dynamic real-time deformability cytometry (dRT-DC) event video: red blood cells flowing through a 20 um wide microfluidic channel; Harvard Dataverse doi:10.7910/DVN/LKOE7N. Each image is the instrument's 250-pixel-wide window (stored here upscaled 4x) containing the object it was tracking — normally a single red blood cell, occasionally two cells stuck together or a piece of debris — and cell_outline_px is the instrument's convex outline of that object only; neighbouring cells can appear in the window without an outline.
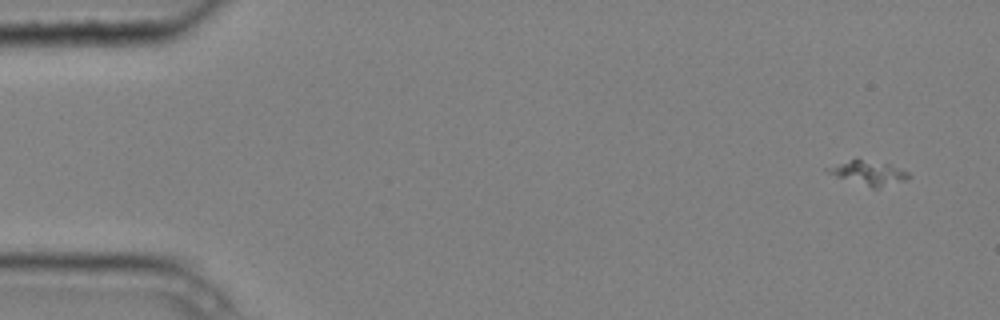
{"species": "common noctule bat (a hibernating species)", "species_latin": "Nyctalus noctula", "temperature_condition": "cold", "stored_images_in_passage": 4, "camera_frame_rate_fps": 3000, "um_per_image_px": 0.085, "animal": {"sex": "male", "body_mass_g": 20.4}, "frame": {"image": 1, "passage_image": 1, "time_ms": 0.0, "image_size_px": [1000, 320], "cell_outline_px": [[908, 176], [904, 180], [876, 188], [872, 188], [836, 176], [828, 172], [824, 168], [856, 156], [888, 164], [900, 168], [908, 172]], "centroid_in_image_um": [73.75, 14.64], "position_along_channel_um": 11.2, "area_um2": 11.44}}
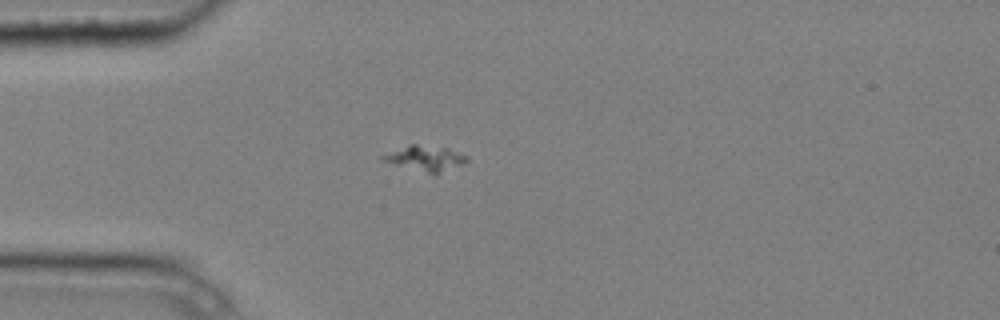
{"frame": {"image": 2, "passage_image": 3, "time_ms": 0.667, "image_size_px": [1000, 320], "cell_outline_px": [[468, 160], [460, 164], [440, 172], [428, 172], [396, 164], [384, 160], [380, 156], [412, 144], [416, 144], [448, 148], [464, 156]], "centroid_in_image_um": [36.15, 13.42], "position_along_channel_um": 48.8, "area_um2": 11.27}}